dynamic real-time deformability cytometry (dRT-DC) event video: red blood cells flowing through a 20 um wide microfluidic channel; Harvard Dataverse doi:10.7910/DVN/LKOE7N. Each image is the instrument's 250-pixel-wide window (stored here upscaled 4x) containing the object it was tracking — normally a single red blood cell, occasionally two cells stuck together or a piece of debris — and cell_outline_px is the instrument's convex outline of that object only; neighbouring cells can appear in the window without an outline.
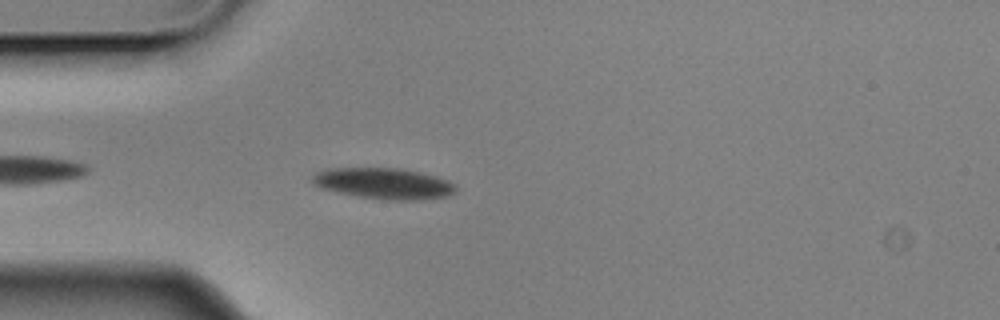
{"species": "Egyptian fruit bat (a non-hibernating species)", "species_latin": "Rousettus aegyptiacus", "temperature_condition": "cold", "stored_images_in_passage": 12, "camera_frame_rate_fps": 3000, "um_per_image_px": 0.085, "animal": {"sex": "male"}, "frame": {"image": 1, "passage_image": 4, "time_ms": 1.0, "image_size_px": [1000, 320], "cell_outline_px": [[456, 192], [448, 196], [420, 200], [384, 200], [356, 196], [336, 192], [320, 188], [312, 184], [312, 176], [316, 172], [328, 168], [400, 168], [420, 172], [436, 176], [448, 180], [456, 184]], "centroid_in_image_um": [32.62, 15.6], "position_along_channel_um": 52.4, "area_um2": 26.3}}
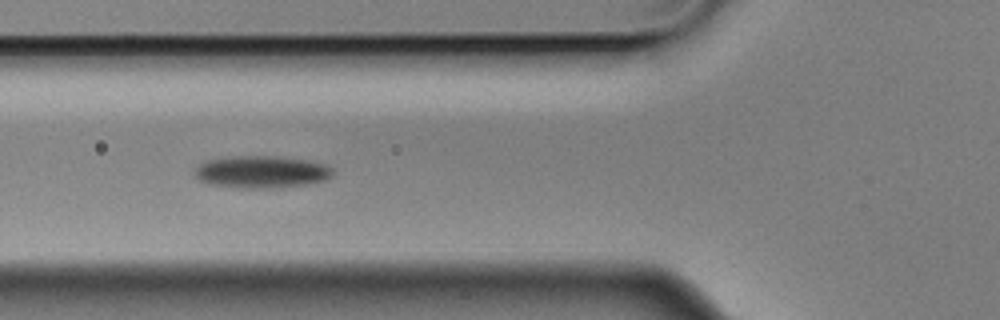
{"frame": {"image": 2, "passage_image": 9, "time_ms": 2.667, "image_size_px": [1000, 320], "cell_outline_px": [[332, 176], [324, 180], [304, 184], [212, 184], [200, 180], [196, 176], [196, 168], [200, 164], [208, 160], [236, 156], [264, 156], [300, 160], [324, 164], [332, 168]], "centroid_in_image_um": [22.23, 14.53], "position_along_channel_um": 103.6, "area_um2": 23.35}}